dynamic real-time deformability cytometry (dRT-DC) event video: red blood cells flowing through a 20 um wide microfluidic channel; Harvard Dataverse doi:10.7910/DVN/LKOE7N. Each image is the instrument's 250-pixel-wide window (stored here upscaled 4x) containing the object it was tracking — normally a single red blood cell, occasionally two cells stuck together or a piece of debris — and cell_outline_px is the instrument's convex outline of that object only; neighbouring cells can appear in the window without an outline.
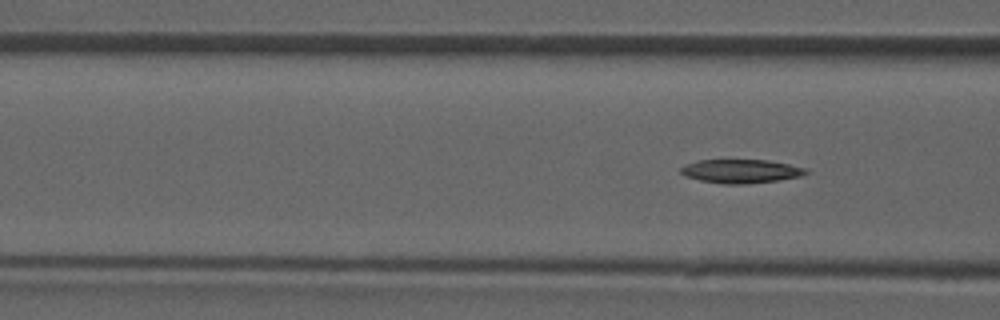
{"species": "common noctule bat (a hibernating species)", "species_latin": "Nyctalus noctula", "temperature_condition": "room temperature", "stored_images_in_passage": 7, "segment_of_instrument_passage": [2, 2], "camera_frame_rate_fps": 3000, "um_per_image_px": 0.085, "animal": {"sex": "male", "forearm_length_mm": 52.5}, "frame": {"image": 1, "passage_image": 7, "time_ms": 8.0, "image_size_px": [1000, 320], "cell_outline_px": [[808, 172], [800, 176], [780, 180], [748, 184], [724, 184], [700, 180], [684, 176], [680, 172], [680, 168], [684, 164], [696, 160], [768, 160], [808, 168]], "centroid_in_image_um": [62.96, 14.55], "position_along_channel_um": 103.6, "area_um2": 17.46}}